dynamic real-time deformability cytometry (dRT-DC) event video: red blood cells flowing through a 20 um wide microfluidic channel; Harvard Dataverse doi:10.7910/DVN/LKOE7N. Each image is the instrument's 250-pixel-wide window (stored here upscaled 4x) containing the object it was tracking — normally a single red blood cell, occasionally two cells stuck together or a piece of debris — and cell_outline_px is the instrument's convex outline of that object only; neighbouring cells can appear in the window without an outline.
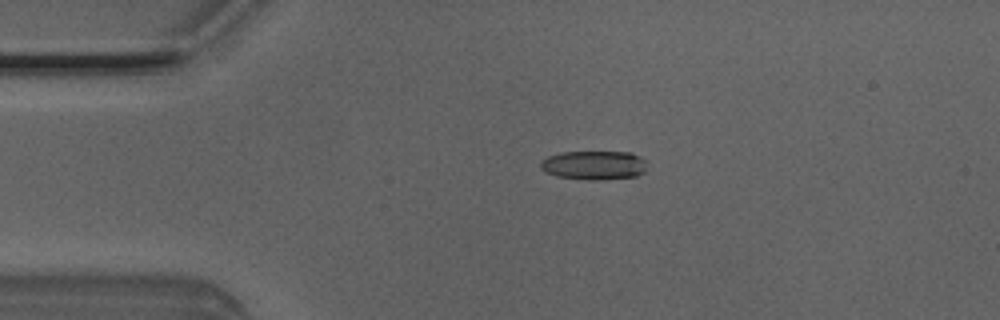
{"species": "Egyptian fruit bat (a non-hibernating species)", "species_latin": "Rousettus aegyptiacus", "temperature_condition": "room temperature", "stored_images_in_passage": 5, "camera_frame_rate_fps": 3000, "um_per_image_px": 0.085, "animal": {"sex": "male"}, "frame": {"image": 1, "passage_image": 3, "time_ms": 0.667, "image_size_px": [1000, 320], "cell_outline_px": [[644, 172], [636, 176], [604, 180], [588, 180], [556, 176], [544, 172], [540, 168], [540, 160], [548, 156], [560, 152], [632, 152], [640, 156], [644, 160]], "centroid_in_image_um": [50.44, 14.04], "position_along_channel_um": 34.6, "area_um2": 18.15}}